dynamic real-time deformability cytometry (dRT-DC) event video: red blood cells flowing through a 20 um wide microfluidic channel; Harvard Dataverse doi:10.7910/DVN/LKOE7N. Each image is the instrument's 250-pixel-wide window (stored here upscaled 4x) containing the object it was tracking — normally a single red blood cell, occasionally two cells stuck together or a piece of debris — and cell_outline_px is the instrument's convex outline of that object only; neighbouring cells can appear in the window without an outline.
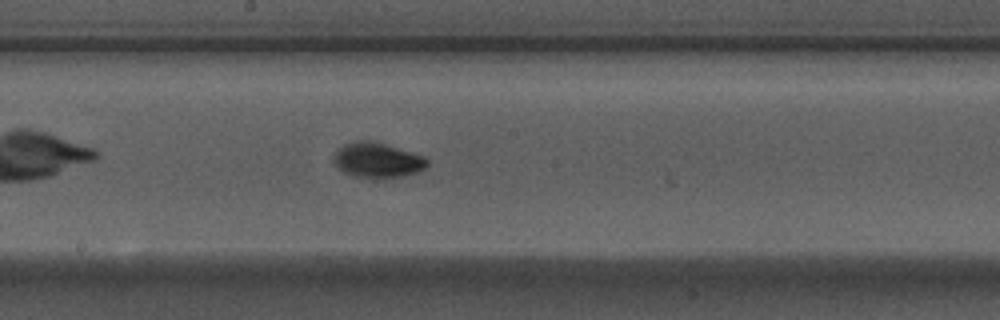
{"species": "Egyptian fruit bat (a non-hibernating species)", "species_latin": "Rousettus aegyptiacus", "temperature_condition": "warm", "stored_images_in_passage": 8, "camera_frame_rate_fps": 3000, "um_per_image_px": 0.085, "animal": {"sex": "male"}, "frame": {"image": 1, "passage_image": 8, "time_ms": 2.333, "image_size_px": [1000, 320], "cell_outline_px": [[428, 164], [424, 168], [416, 172], [404, 176], [384, 180], [356, 176], [344, 172], [332, 160], [336, 152], [344, 144], [352, 140], [372, 140], [424, 156], [428, 160]], "centroid_in_image_um": [32.08, 13.62], "position_along_channel_um": 216.1, "area_um2": 19.25}}